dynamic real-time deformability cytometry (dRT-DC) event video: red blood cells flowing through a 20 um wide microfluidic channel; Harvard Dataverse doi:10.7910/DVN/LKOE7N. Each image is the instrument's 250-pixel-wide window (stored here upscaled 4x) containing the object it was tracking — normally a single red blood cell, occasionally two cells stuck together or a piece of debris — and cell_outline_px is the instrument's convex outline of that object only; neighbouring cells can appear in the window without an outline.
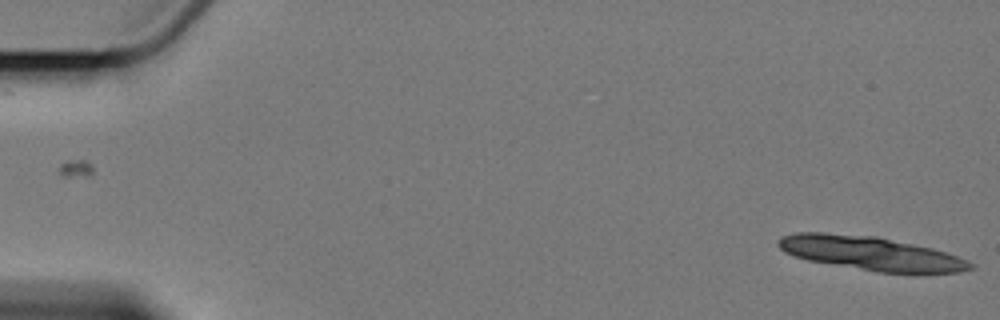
{"species": "Egyptian fruit bat (a non-hibernating species)", "species_latin": "Rousettus aegyptiacus", "temperature_condition": "cold", "stored_images_in_passage": 3, "camera_frame_rate_fps": 3000, "um_per_image_px": 0.085, "animal": {"sex": "female"}, "frame": {"image": 1, "passage_image": 3, "time_ms": 2.333, "image_size_px": [1000, 320], "cell_outline_px": [[972, 268], [960, 272], [876, 272], [808, 260], [784, 252], [776, 244], [776, 240], [780, 236], [796, 232], [824, 232], [876, 236], [932, 248], [968, 260], [972, 264]], "centroid_in_image_um": [73.92, 21.51], "position_along_channel_um": 11.1, "area_um2": 37.57}}